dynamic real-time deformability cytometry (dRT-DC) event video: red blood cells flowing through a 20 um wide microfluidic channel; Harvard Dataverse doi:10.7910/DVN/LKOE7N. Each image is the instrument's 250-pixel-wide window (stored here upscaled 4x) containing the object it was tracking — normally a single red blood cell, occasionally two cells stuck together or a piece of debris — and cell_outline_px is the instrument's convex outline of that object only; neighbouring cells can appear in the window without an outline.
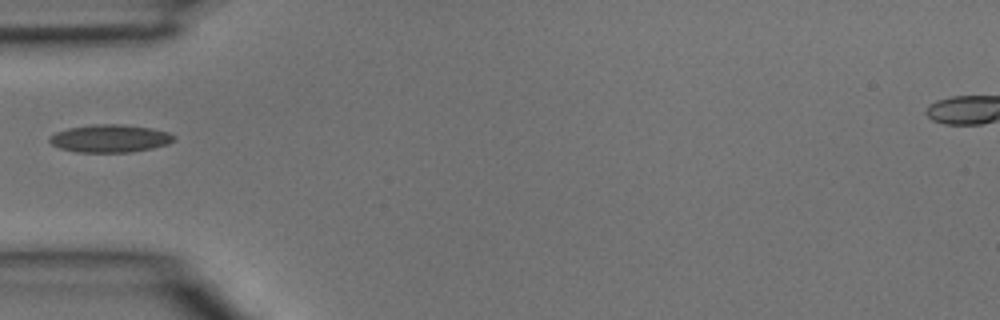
{"species": "common noctule bat (a hibernating species)", "species_latin": "Nyctalus noctula", "temperature_condition": "room temperature", "stored_images_in_passage": 2, "camera_frame_rate_fps": 3000, "um_per_image_px": 0.085, "animal": {"sex": "male", "body_mass_g": 15.6}, "frame": {"image": 1, "passage_image": 2, "time_ms": 0.333, "image_size_px": [1000, 320], "cell_outline_px": [[176, 140], [168, 144], [152, 148], [128, 152], [76, 152], [60, 148], [52, 144], [48, 140], [48, 136], [56, 132], [68, 128], [92, 124], [116, 124], [152, 128], [168, 132], [176, 136]], "centroid_in_image_um": [9.35, 11.76], "position_along_channel_um": 75.7, "area_um2": 20.17}}